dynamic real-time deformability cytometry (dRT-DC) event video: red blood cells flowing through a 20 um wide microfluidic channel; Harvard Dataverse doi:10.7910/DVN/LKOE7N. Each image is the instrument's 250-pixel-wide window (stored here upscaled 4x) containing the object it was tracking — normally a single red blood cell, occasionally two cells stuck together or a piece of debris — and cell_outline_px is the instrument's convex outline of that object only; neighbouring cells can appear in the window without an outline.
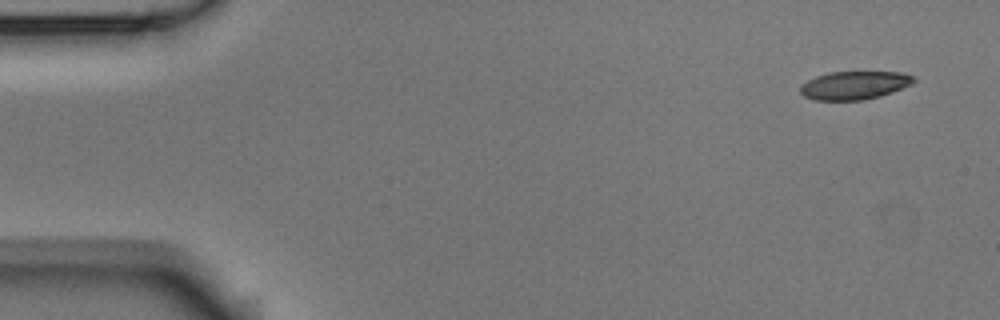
{"species": "Egyptian fruit bat (a non-hibernating species)", "species_latin": "Rousettus aegyptiacus", "temperature_condition": "room temperature", "stored_images_in_passage": 8, "camera_frame_rate_fps": 3000, "um_per_image_px": 0.085, "animal": {"sex": "male"}, "frame": {"image": 1, "passage_image": 1, "time_ms": 0.0, "image_size_px": [1000, 320], "cell_outline_px": [[916, 80], [912, 84], [892, 92], [880, 96], [864, 100], [816, 100], [804, 96], [800, 92], [800, 84], [816, 76], [828, 72], [904, 72], [912, 76]], "centroid_in_image_um": [72.62, 7.25], "position_along_channel_um": 12.4, "area_um2": 18.73}}
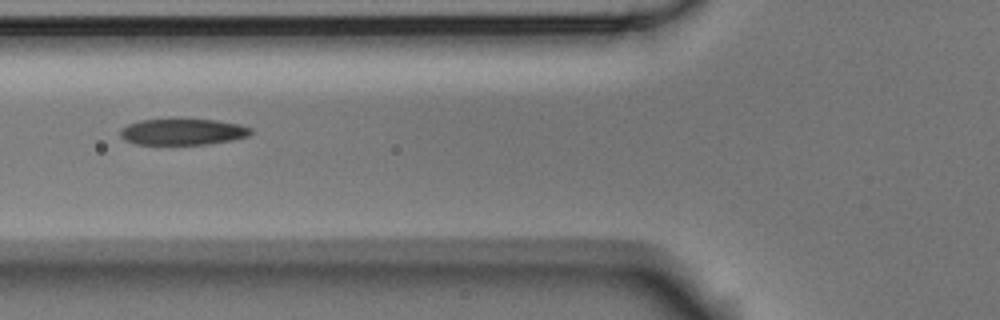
{"frame": {"image": 2, "passage_image": 5, "time_ms": 1.333, "image_size_px": [1000, 320], "cell_outline_px": [[252, 132], [248, 136], [232, 140], [208, 144], [136, 144], [124, 140], [120, 136], [120, 128], [128, 124], [140, 120], [216, 120], [240, 124], [252, 128]], "centroid_in_image_um": [15.53, 11.21], "position_along_channel_um": 110.3, "area_um2": 19.83}}
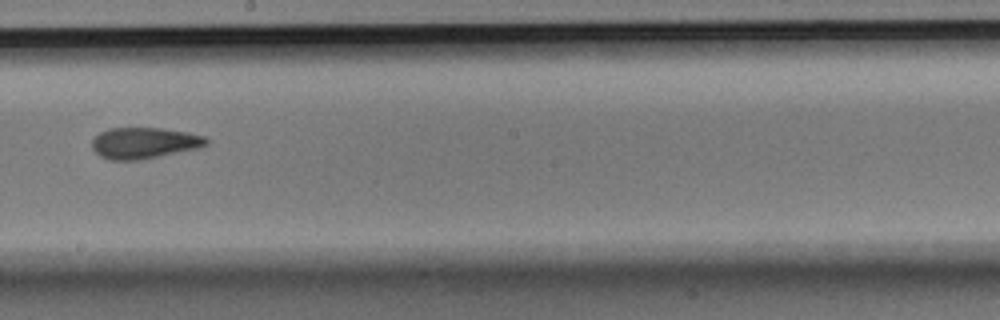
{"frame": {"image": 3, "passage_image": 8, "time_ms": 2.333, "image_size_px": [1000, 320], "cell_outline_px": [[208, 144], [200, 148], [136, 160], [108, 160], [100, 156], [92, 148], [92, 140], [100, 132], [108, 128], [160, 128], [188, 132], [204, 136], [208, 140]], "centroid_in_image_um": [12.25, 12.15], "position_along_channel_um": 236.0, "area_um2": 20.69}}